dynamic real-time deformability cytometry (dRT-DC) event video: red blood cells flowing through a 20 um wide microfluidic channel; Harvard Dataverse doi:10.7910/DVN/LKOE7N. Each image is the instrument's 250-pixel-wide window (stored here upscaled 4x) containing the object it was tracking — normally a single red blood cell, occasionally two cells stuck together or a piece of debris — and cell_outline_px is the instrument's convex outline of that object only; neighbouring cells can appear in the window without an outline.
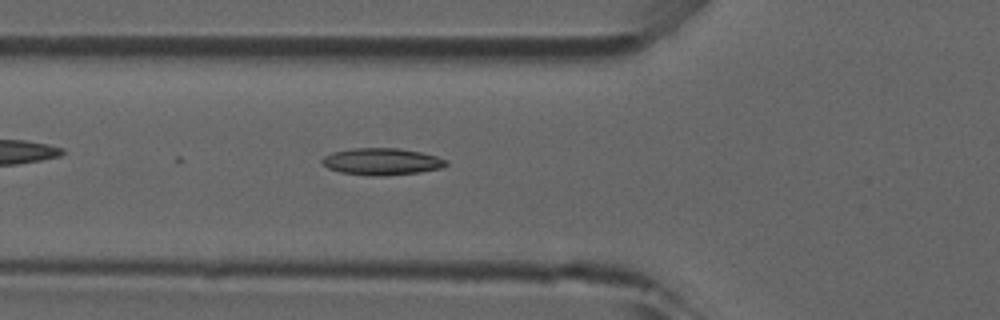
{"species": "common noctule bat (a hibernating species)", "species_latin": "Nyctalus noctula", "temperature_condition": "room temperature", "stored_images_in_passage": 7, "camera_frame_rate_fps": 3000, "um_per_image_px": 0.085, "animal": {"sex": "male", "forearm_length_mm": 52.5}, "frame": {"image": 1, "passage_image": 7, "time_ms": 2.0, "image_size_px": [1000, 320], "cell_outline_px": [[448, 164], [440, 168], [420, 172], [384, 176], [372, 176], [340, 172], [328, 168], [320, 160], [324, 156], [332, 152], [352, 148], [400, 148], [420, 152], [436, 156], [448, 160]], "centroid_in_image_um": [32.45, 13.73], "position_along_channel_um": 93.4, "area_um2": 19.48}}